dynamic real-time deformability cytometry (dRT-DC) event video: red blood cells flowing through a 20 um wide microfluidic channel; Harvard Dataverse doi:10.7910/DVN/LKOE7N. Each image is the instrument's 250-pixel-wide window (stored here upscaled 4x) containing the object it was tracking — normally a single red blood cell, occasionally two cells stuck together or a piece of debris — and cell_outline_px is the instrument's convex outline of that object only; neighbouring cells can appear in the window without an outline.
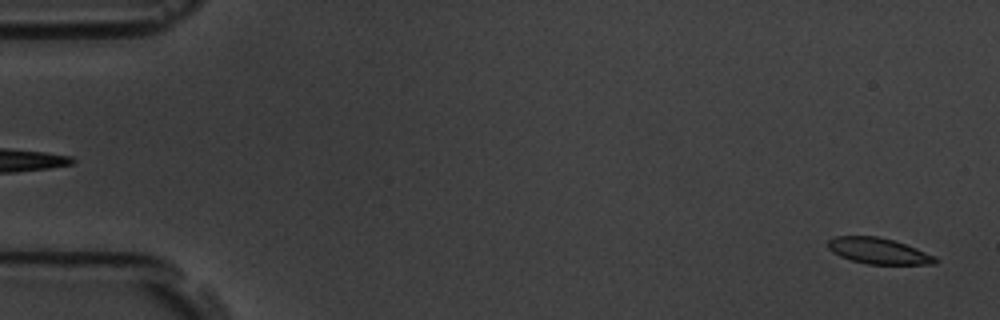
{"species": "common noctule bat (a hibernating species)", "species_latin": "Nyctalus noctula", "temperature_condition": "room temperature", "stored_images_in_passage": 6, "camera_frame_rate_fps": 3000, "um_per_image_px": 0.085, "animal": {"sex": "male", "body_mass_g": 19.5, "forearm_length_mm": 54.6}, "frame": {"image": 1, "passage_image": 6, "time_ms": 1.667, "image_size_px": [1000, 320], "cell_outline_px": [[940, 260], [936, 264], [868, 264], [852, 260], [840, 256], [832, 252], [828, 248], [828, 240], [836, 236], [876, 236], [892, 240], [916, 248], [936, 256]], "centroid_in_image_um": [74.69, 21.33], "position_along_channel_um": 10.3, "area_um2": 16.18}}